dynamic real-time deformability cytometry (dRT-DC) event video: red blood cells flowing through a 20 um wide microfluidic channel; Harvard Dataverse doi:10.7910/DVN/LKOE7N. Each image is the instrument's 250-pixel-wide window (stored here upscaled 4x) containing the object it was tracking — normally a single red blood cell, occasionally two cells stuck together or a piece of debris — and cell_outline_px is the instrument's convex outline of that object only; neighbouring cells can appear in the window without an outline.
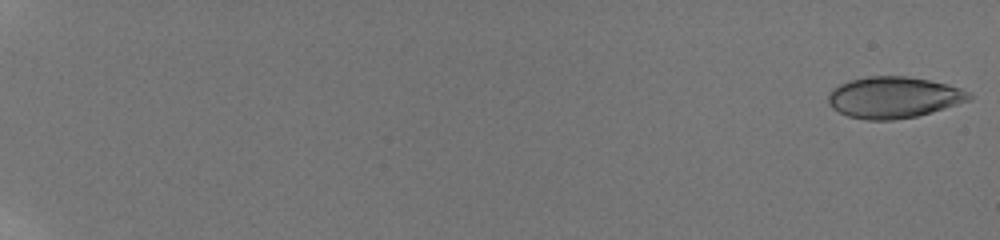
{"species": "human", "species_latin": "Homo sapiens", "temperature_condition": "room temperature", "stored_images_in_passage": 28, "camera_frame_rate_fps": 3000, "um_per_image_px": 0.085, "donor": {"sex": "male"}, "frame": {"image": 1, "passage_image": 1, "time_ms": 0.0, "image_size_px": [1000, 240], "cell_outline_px": [[972, 100], [916, 116], [892, 120], [868, 120], [848, 116], [832, 108], [828, 104], [828, 96], [832, 88], [848, 80], [868, 76], [904, 76], [928, 80], [948, 84], [960, 88], [968, 92], [972, 96]], "centroid_in_image_um": [75.94, 8.27], "position_along_channel_um": 9.1, "area_um2": 33.87}}
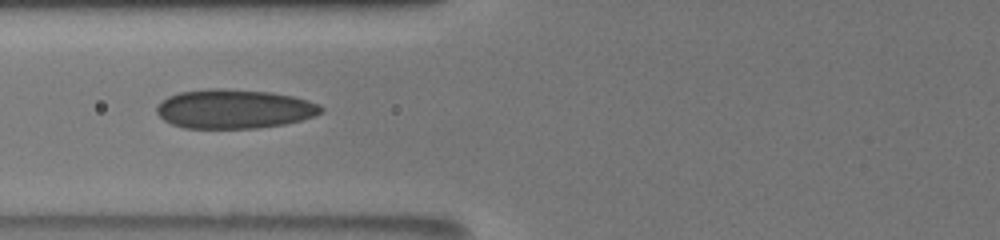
{"frame": {"image": 2, "passage_image": 20, "time_ms": 9.0, "image_size_px": [1000, 240], "cell_outline_px": [[324, 112], [300, 120], [284, 124], [256, 128], [184, 128], [172, 124], [164, 120], [156, 112], [156, 108], [168, 96], [180, 92], [208, 88], [224, 88], [272, 92], [292, 96], [308, 100], [320, 104], [324, 108]], "centroid_in_image_um": [19.92, 9.25], "position_along_channel_um": 105.9, "area_um2": 37.57}}
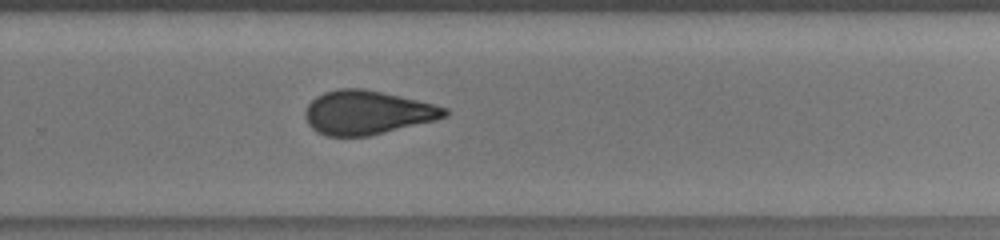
{"frame": {"image": 3, "passage_image": 28, "time_ms": 14.0, "image_size_px": [1000, 240], "cell_outline_px": [[448, 116], [436, 120], [368, 136], [328, 136], [316, 132], [308, 124], [304, 116], [304, 112], [308, 104], [316, 96], [324, 92], [336, 88], [364, 88], [384, 92], [448, 108]], "centroid_in_image_um": [31.18, 9.56], "position_along_channel_um": 298.6, "area_um2": 35.72}}